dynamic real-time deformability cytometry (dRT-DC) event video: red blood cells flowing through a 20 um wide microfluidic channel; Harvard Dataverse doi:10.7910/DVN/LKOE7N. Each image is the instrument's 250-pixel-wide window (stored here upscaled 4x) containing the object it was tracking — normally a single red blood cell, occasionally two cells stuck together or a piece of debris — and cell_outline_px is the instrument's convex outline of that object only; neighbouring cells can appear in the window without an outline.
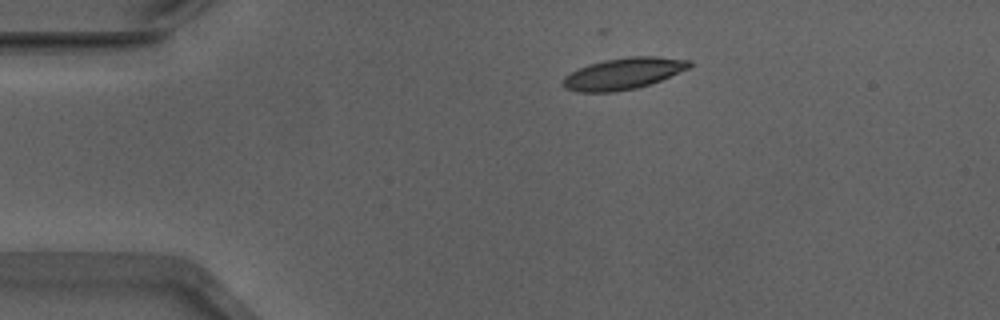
{"species": "Egyptian fruit bat (a non-hibernating species)", "species_latin": "Rousettus aegyptiacus", "temperature_condition": "warm", "stored_images_in_passage": 40, "camera_frame_rate_fps": 3000, "um_per_image_px": 0.085, "animal": {"sex": "male"}, "frame": {"image": 1, "passage_image": 1, "time_ms": 0.0, "image_size_px": [1000, 320], "cell_outline_px": [[692, 64], [688, 68], [660, 80], [636, 88], [612, 92], [576, 92], [564, 88], [564, 76], [588, 64], [604, 60], [628, 56], [660, 56], [692, 60]], "centroid_in_image_um": [52.99, 6.24], "position_along_channel_um": 32.0, "area_um2": 23.06}}
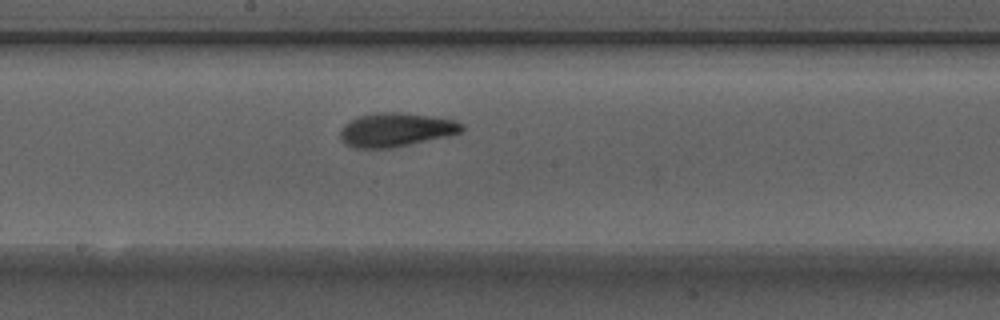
{"frame": {"image": 2, "passage_image": 19, "time_ms": 6.0, "image_size_px": [1000, 320], "cell_outline_px": [[464, 128], [460, 132], [448, 136], [392, 148], [352, 148], [344, 144], [340, 140], [340, 132], [344, 124], [356, 116], [376, 112], [400, 112], [456, 120], [464, 124]], "centroid_in_image_um": [33.61, 11.03], "position_along_channel_um": 214.6, "area_um2": 24.16}}
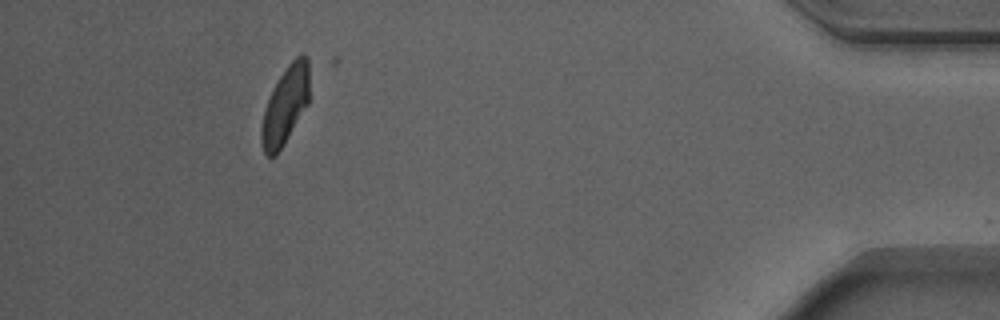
{"frame": {"image": 3, "passage_image": 39, "time_ms": 12.667, "image_size_px": [1000, 320], "cell_outline_px": [[308, 104], [276, 156], [268, 156], [264, 152], [260, 140], [260, 128], [264, 112], [268, 100], [280, 76], [288, 64], [300, 52], [304, 52], [308, 56]], "centroid_in_image_um": [24.25, 8.94], "position_along_channel_um": 411.0, "area_um2": 21.44}}